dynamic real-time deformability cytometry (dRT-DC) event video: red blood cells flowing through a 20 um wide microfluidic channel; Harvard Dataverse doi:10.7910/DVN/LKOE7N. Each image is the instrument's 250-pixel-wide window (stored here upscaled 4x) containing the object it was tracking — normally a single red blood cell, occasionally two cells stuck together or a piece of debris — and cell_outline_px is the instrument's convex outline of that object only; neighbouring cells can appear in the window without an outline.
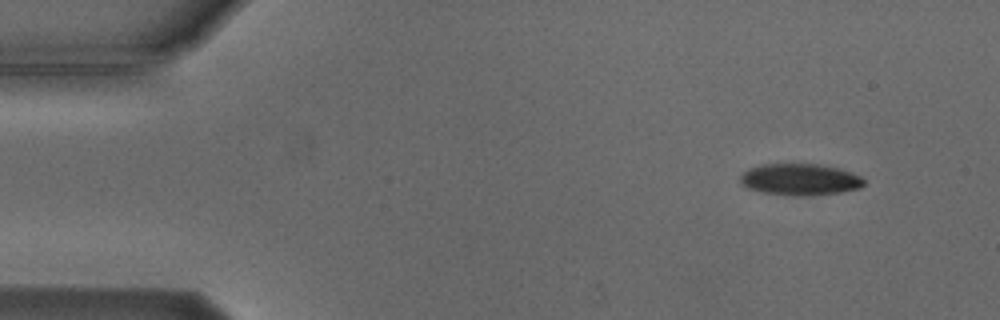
{"species": "Egyptian fruit bat (a non-hibernating species)", "species_latin": "Rousettus aegyptiacus", "temperature_condition": "cold", "stored_images_in_passage": 3, "camera_frame_rate_fps": 3000, "um_per_image_px": 0.085, "animal": {"sex": "male"}, "frame": {"image": 1, "passage_image": 1, "time_ms": 0.0, "image_size_px": [1000, 320], "cell_outline_px": [[864, 184], [860, 188], [840, 192], [812, 196], [792, 196], [760, 192], [748, 188], [740, 184], [740, 176], [748, 168], [760, 164], [820, 164], [852, 172], [860, 176], [864, 180]], "centroid_in_image_um": [67.97, 15.26], "position_along_channel_um": 17.0, "area_um2": 23.0}}
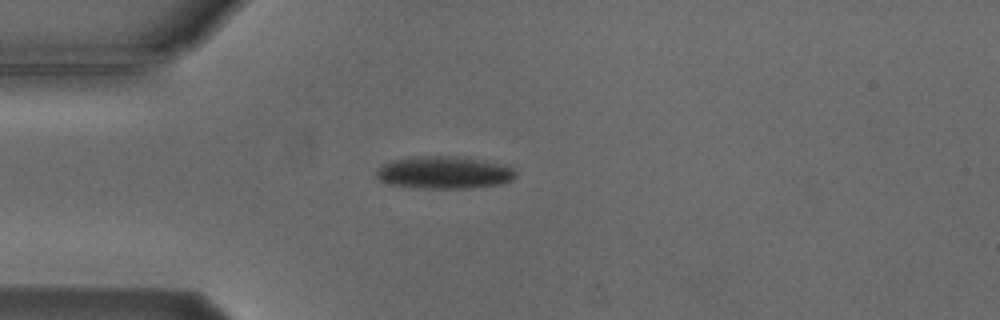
{"frame": {"image": 2, "passage_image": 3, "time_ms": 3.0, "image_size_px": [1000, 320], "cell_outline_px": [[516, 176], [512, 180], [500, 184], [468, 188], [420, 188], [392, 184], [380, 180], [376, 176], [376, 172], [384, 164], [392, 160], [416, 156], [456, 156], [484, 160], [504, 164], [512, 168], [516, 172]], "centroid_in_image_um": [37.79, 14.66], "position_along_channel_um": 47.2, "area_um2": 26.24}}